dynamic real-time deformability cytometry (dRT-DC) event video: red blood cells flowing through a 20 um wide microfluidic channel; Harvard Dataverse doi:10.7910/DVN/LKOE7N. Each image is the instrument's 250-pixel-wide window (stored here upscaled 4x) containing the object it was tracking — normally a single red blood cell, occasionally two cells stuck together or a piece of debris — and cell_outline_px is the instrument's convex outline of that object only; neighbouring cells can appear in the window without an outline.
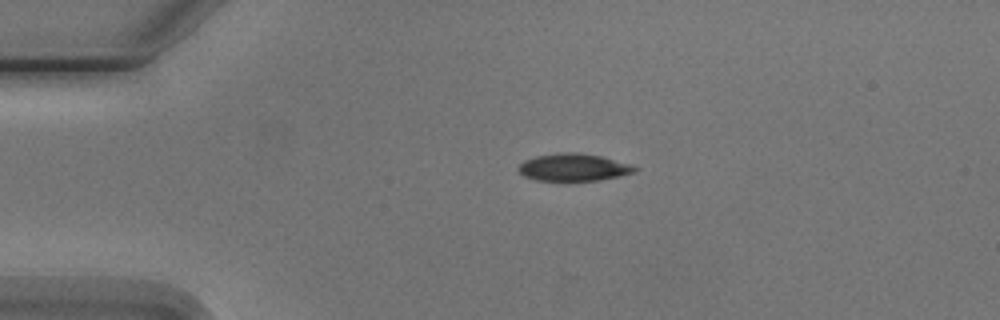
{"species": "Egyptian fruit bat (a non-hibernating species)", "species_latin": "Rousettus aegyptiacus", "temperature_condition": "cold", "stored_images_in_passage": 2, "camera_frame_rate_fps": 3000, "um_per_image_px": 0.085, "animal": {"sex": "male"}, "frame": {"image": 1, "passage_image": 1, "time_ms": 0.0, "image_size_px": [1000, 320], "cell_outline_px": [[640, 168], [636, 172], [620, 176], [600, 180], [536, 180], [524, 176], [516, 168], [524, 160], [536, 156], [556, 152], [580, 152], [600, 156], [632, 164]], "centroid_in_image_um": [48.78, 14.21], "position_along_channel_um": 36.2, "area_um2": 18.73}}
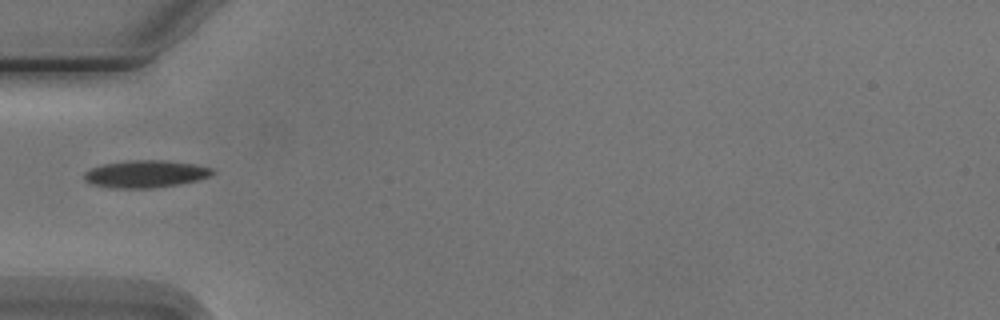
{"frame": {"image": 2, "passage_image": 2, "time_ms": 2.0, "image_size_px": [1000, 320], "cell_outline_px": [[216, 172], [200, 180], [152, 188], [112, 188], [92, 184], [84, 180], [84, 172], [92, 168], [104, 164], [128, 160], [168, 160], [196, 164], [212, 168]], "centroid_in_image_um": [12.39, 14.78], "position_along_channel_um": 72.6, "area_um2": 20.46}}